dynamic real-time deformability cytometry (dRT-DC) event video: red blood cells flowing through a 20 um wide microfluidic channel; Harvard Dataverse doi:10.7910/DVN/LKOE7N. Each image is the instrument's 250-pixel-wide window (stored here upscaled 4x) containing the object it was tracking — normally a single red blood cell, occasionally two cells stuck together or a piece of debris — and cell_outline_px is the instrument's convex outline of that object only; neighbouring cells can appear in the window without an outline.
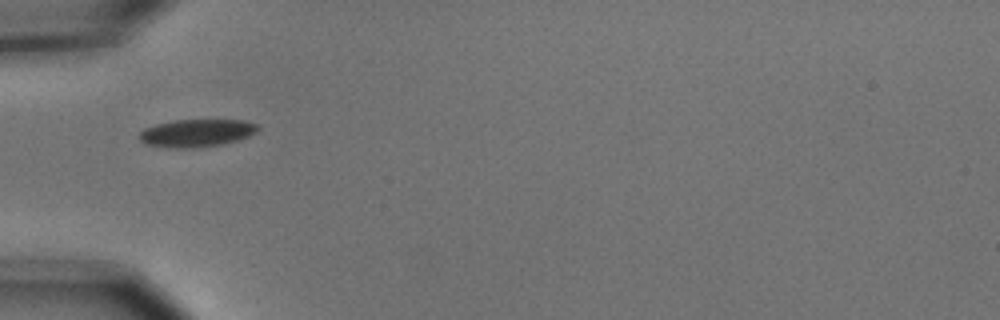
{"species": "common noctule bat (a hibernating species)", "species_latin": "Nyctalus noctula", "temperature_condition": "cold", "stored_images_in_passage": 38, "camera_frame_rate_fps": 3000, "um_per_image_px": 0.085, "animal": {"sex": "male", "body_mass_g": 15.6}, "frame": {"image": 1, "passage_image": 1, "time_ms": 0.0, "image_size_px": [1000, 320], "cell_outline_px": [[260, 128], [256, 132], [248, 136], [236, 140], [220, 144], [196, 148], [176, 148], [148, 144], [140, 140], [140, 132], [144, 128], [156, 124], [176, 120], [244, 120], [256, 124]], "centroid_in_image_um": [16.72, 11.3], "position_along_channel_um": 68.3, "area_um2": 18.84}}
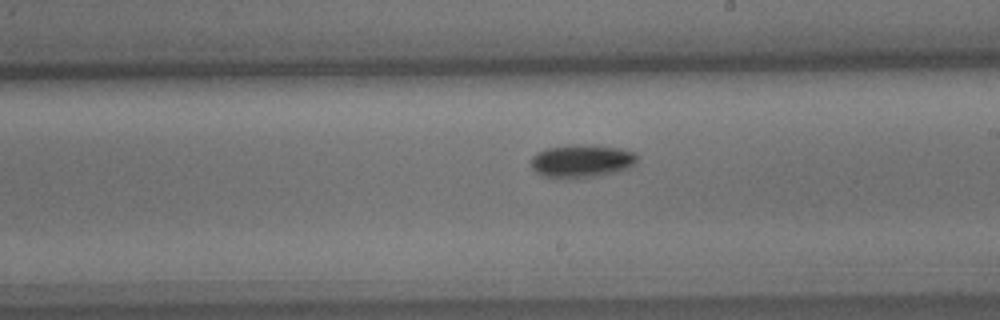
{"frame": {"image": 2, "passage_image": 15, "time_ms": 4.667, "image_size_px": [1000, 320], "cell_outline_px": [[636, 164], [620, 172], [580, 180], [556, 180], [544, 176], [536, 172], [532, 168], [532, 156], [536, 152], [544, 148], [568, 144], [592, 144], [620, 148], [636, 152]], "centroid_in_image_um": [49.43, 13.71], "position_along_channel_um": 239.6, "area_um2": 21.62}}
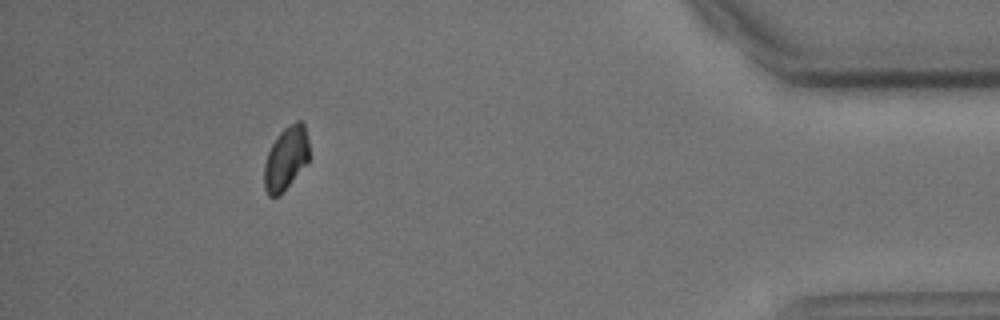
{"frame": {"image": 3, "passage_image": 33, "time_ms": 10.667, "image_size_px": [1000, 320], "cell_outline_px": [[308, 160], [280, 196], [268, 196], [264, 188], [264, 164], [268, 152], [276, 136], [284, 128], [296, 120], [300, 120], [304, 124], [308, 140]], "centroid_in_image_um": [24.28, 13.45], "position_along_channel_um": 410.9, "area_um2": 16.47}, "authors_computed_cell_mechanics": {"area_um2": 18.3226, "velocity_mm_per_s": 3.6843, "shape_relaxation_time_tau1_ms": 2.6972, "shape_relaxation_time_tau2_ms": null, "deformation_change_tau1": 0.0763, "deformation_change_tau2": null}}